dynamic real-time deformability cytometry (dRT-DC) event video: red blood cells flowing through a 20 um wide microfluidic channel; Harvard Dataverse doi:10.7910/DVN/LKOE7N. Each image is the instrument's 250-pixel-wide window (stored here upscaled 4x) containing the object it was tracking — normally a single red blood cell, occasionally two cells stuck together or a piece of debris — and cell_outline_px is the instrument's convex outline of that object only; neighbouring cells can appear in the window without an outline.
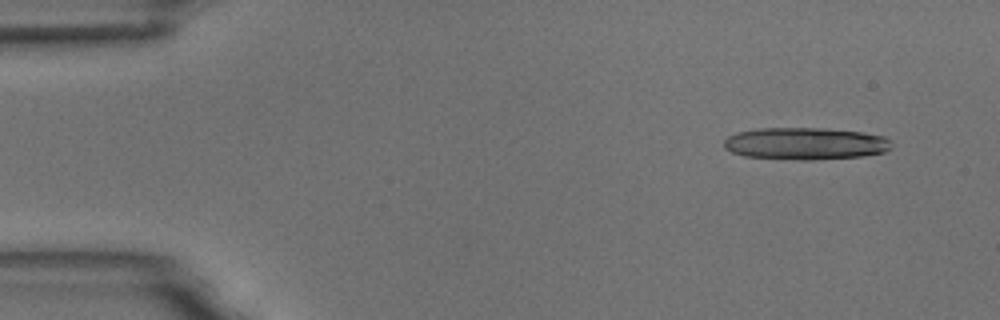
{"species": "common noctule bat (a hibernating species)", "species_latin": "Nyctalus noctula", "temperature_condition": "room temperature", "stored_images_in_passage": 5, "camera_frame_rate_fps": 3000, "um_per_image_px": 0.085, "animal": {"sex": "male", "body_mass_g": 18.8}, "frame": {"image": 1, "passage_image": 1, "time_ms": 0.0, "image_size_px": [1000, 320], "cell_outline_px": [[892, 148], [884, 152], [864, 156], [812, 160], [800, 160], [744, 156], [732, 152], [724, 148], [724, 140], [728, 136], [736, 132], [760, 128], [824, 128], [864, 132], [884, 136], [892, 140]], "centroid_in_image_um": [68.49, 12.2], "position_along_channel_um": 16.5, "area_um2": 31.73}}